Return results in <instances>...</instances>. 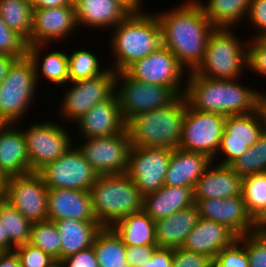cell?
Returning <instances> with one entry per match:
<instances>
[{
  "mask_svg": "<svg viewBox=\"0 0 266 267\" xmlns=\"http://www.w3.org/2000/svg\"><path fill=\"white\" fill-rule=\"evenodd\" d=\"M172 151L168 148L132 146L126 174L143 196L164 186Z\"/></svg>",
  "mask_w": 266,
  "mask_h": 267,
  "instance_id": "cell-16",
  "label": "cell"
},
{
  "mask_svg": "<svg viewBox=\"0 0 266 267\" xmlns=\"http://www.w3.org/2000/svg\"><path fill=\"white\" fill-rule=\"evenodd\" d=\"M196 1L215 28H233L247 18L251 0H207L205 4Z\"/></svg>",
  "mask_w": 266,
  "mask_h": 267,
  "instance_id": "cell-32",
  "label": "cell"
},
{
  "mask_svg": "<svg viewBox=\"0 0 266 267\" xmlns=\"http://www.w3.org/2000/svg\"><path fill=\"white\" fill-rule=\"evenodd\" d=\"M191 187L167 186L143 196V211L153 220L168 217L175 212L193 206Z\"/></svg>",
  "mask_w": 266,
  "mask_h": 267,
  "instance_id": "cell-27",
  "label": "cell"
},
{
  "mask_svg": "<svg viewBox=\"0 0 266 267\" xmlns=\"http://www.w3.org/2000/svg\"><path fill=\"white\" fill-rule=\"evenodd\" d=\"M236 239L238 236L226 225L199 218L182 248L214 259L223 248L230 246Z\"/></svg>",
  "mask_w": 266,
  "mask_h": 267,
  "instance_id": "cell-22",
  "label": "cell"
},
{
  "mask_svg": "<svg viewBox=\"0 0 266 267\" xmlns=\"http://www.w3.org/2000/svg\"><path fill=\"white\" fill-rule=\"evenodd\" d=\"M77 25L87 28H114L130 12L117 0H73Z\"/></svg>",
  "mask_w": 266,
  "mask_h": 267,
  "instance_id": "cell-25",
  "label": "cell"
},
{
  "mask_svg": "<svg viewBox=\"0 0 266 267\" xmlns=\"http://www.w3.org/2000/svg\"><path fill=\"white\" fill-rule=\"evenodd\" d=\"M260 107L262 108L264 115L266 116V93L261 92Z\"/></svg>",
  "mask_w": 266,
  "mask_h": 267,
  "instance_id": "cell-57",
  "label": "cell"
},
{
  "mask_svg": "<svg viewBox=\"0 0 266 267\" xmlns=\"http://www.w3.org/2000/svg\"><path fill=\"white\" fill-rule=\"evenodd\" d=\"M4 123L0 120V128H1V126L3 125Z\"/></svg>",
  "mask_w": 266,
  "mask_h": 267,
  "instance_id": "cell-60",
  "label": "cell"
},
{
  "mask_svg": "<svg viewBox=\"0 0 266 267\" xmlns=\"http://www.w3.org/2000/svg\"><path fill=\"white\" fill-rule=\"evenodd\" d=\"M183 2L177 8L165 10L156 16L161 25L162 45L191 72L202 62L208 38L215 27L196 0Z\"/></svg>",
  "mask_w": 266,
  "mask_h": 267,
  "instance_id": "cell-1",
  "label": "cell"
},
{
  "mask_svg": "<svg viewBox=\"0 0 266 267\" xmlns=\"http://www.w3.org/2000/svg\"><path fill=\"white\" fill-rule=\"evenodd\" d=\"M247 20L254 26L256 34L251 38L266 37V0H251Z\"/></svg>",
  "mask_w": 266,
  "mask_h": 267,
  "instance_id": "cell-46",
  "label": "cell"
},
{
  "mask_svg": "<svg viewBox=\"0 0 266 267\" xmlns=\"http://www.w3.org/2000/svg\"><path fill=\"white\" fill-rule=\"evenodd\" d=\"M266 130V116L260 107L245 115L227 116L217 156L225 155L219 165H230L242 156Z\"/></svg>",
  "mask_w": 266,
  "mask_h": 267,
  "instance_id": "cell-14",
  "label": "cell"
},
{
  "mask_svg": "<svg viewBox=\"0 0 266 267\" xmlns=\"http://www.w3.org/2000/svg\"><path fill=\"white\" fill-rule=\"evenodd\" d=\"M116 74L112 68H107L97 77L69 81L66 85L71 88L63 94L59 108L62 117L74 123L95 104L110 99L116 93Z\"/></svg>",
  "mask_w": 266,
  "mask_h": 267,
  "instance_id": "cell-10",
  "label": "cell"
},
{
  "mask_svg": "<svg viewBox=\"0 0 266 267\" xmlns=\"http://www.w3.org/2000/svg\"><path fill=\"white\" fill-rule=\"evenodd\" d=\"M93 248L99 267H131L126 261V245L111 227H102Z\"/></svg>",
  "mask_w": 266,
  "mask_h": 267,
  "instance_id": "cell-33",
  "label": "cell"
},
{
  "mask_svg": "<svg viewBox=\"0 0 266 267\" xmlns=\"http://www.w3.org/2000/svg\"><path fill=\"white\" fill-rule=\"evenodd\" d=\"M67 5H73V0H34L32 8L34 9H46L52 7H62Z\"/></svg>",
  "mask_w": 266,
  "mask_h": 267,
  "instance_id": "cell-50",
  "label": "cell"
},
{
  "mask_svg": "<svg viewBox=\"0 0 266 267\" xmlns=\"http://www.w3.org/2000/svg\"><path fill=\"white\" fill-rule=\"evenodd\" d=\"M0 267H21L20 261L14 251L0 254Z\"/></svg>",
  "mask_w": 266,
  "mask_h": 267,
  "instance_id": "cell-51",
  "label": "cell"
},
{
  "mask_svg": "<svg viewBox=\"0 0 266 267\" xmlns=\"http://www.w3.org/2000/svg\"><path fill=\"white\" fill-rule=\"evenodd\" d=\"M184 96L188 105L199 111L224 116L245 115L260 108L261 91L242 85L239 80L210 79L186 72Z\"/></svg>",
  "mask_w": 266,
  "mask_h": 267,
  "instance_id": "cell-2",
  "label": "cell"
},
{
  "mask_svg": "<svg viewBox=\"0 0 266 267\" xmlns=\"http://www.w3.org/2000/svg\"><path fill=\"white\" fill-rule=\"evenodd\" d=\"M75 122L83 139L112 136L126 129L116 93L110 99L95 104Z\"/></svg>",
  "mask_w": 266,
  "mask_h": 267,
  "instance_id": "cell-20",
  "label": "cell"
},
{
  "mask_svg": "<svg viewBox=\"0 0 266 267\" xmlns=\"http://www.w3.org/2000/svg\"><path fill=\"white\" fill-rule=\"evenodd\" d=\"M111 228L125 245L148 246L157 245L155 237V221L143 210L124 216Z\"/></svg>",
  "mask_w": 266,
  "mask_h": 267,
  "instance_id": "cell-30",
  "label": "cell"
},
{
  "mask_svg": "<svg viewBox=\"0 0 266 267\" xmlns=\"http://www.w3.org/2000/svg\"><path fill=\"white\" fill-rule=\"evenodd\" d=\"M14 125L0 128V172L7 178L31 172L23 130Z\"/></svg>",
  "mask_w": 266,
  "mask_h": 267,
  "instance_id": "cell-24",
  "label": "cell"
},
{
  "mask_svg": "<svg viewBox=\"0 0 266 267\" xmlns=\"http://www.w3.org/2000/svg\"><path fill=\"white\" fill-rule=\"evenodd\" d=\"M38 173L47 188L89 191L99 176L73 146L55 161L46 164Z\"/></svg>",
  "mask_w": 266,
  "mask_h": 267,
  "instance_id": "cell-15",
  "label": "cell"
},
{
  "mask_svg": "<svg viewBox=\"0 0 266 267\" xmlns=\"http://www.w3.org/2000/svg\"><path fill=\"white\" fill-rule=\"evenodd\" d=\"M23 1H26V2H28V3H30L32 5L34 0H23Z\"/></svg>",
  "mask_w": 266,
  "mask_h": 267,
  "instance_id": "cell-59",
  "label": "cell"
},
{
  "mask_svg": "<svg viewBox=\"0 0 266 267\" xmlns=\"http://www.w3.org/2000/svg\"><path fill=\"white\" fill-rule=\"evenodd\" d=\"M48 188L38 172L7 178L6 200L30 222L48 220Z\"/></svg>",
  "mask_w": 266,
  "mask_h": 267,
  "instance_id": "cell-17",
  "label": "cell"
},
{
  "mask_svg": "<svg viewBox=\"0 0 266 267\" xmlns=\"http://www.w3.org/2000/svg\"><path fill=\"white\" fill-rule=\"evenodd\" d=\"M53 222L61 239L60 261L92 247L97 233L103 227L98 221H82L71 218Z\"/></svg>",
  "mask_w": 266,
  "mask_h": 267,
  "instance_id": "cell-29",
  "label": "cell"
},
{
  "mask_svg": "<svg viewBox=\"0 0 266 267\" xmlns=\"http://www.w3.org/2000/svg\"><path fill=\"white\" fill-rule=\"evenodd\" d=\"M27 41L10 29L0 17V54L22 58L27 55Z\"/></svg>",
  "mask_w": 266,
  "mask_h": 267,
  "instance_id": "cell-41",
  "label": "cell"
},
{
  "mask_svg": "<svg viewBox=\"0 0 266 267\" xmlns=\"http://www.w3.org/2000/svg\"><path fill=\"white\" fill-rule=\"evenodd\" d=\"M0 17L27 42L31 35L33 8L23 0H0Z\"/></svg>",
  "mask_w": 266,
  "mask_h": 267,
  "instance_id": "cell-34",
  "label": "cell"
},
{
  "mask_svg": "<svg viewBox=\"0 0 266 267\" xmlns=\"http://www.w3.org/2000/svg\"><path fill=\"white\" fill-rule=\"evenodd\" d=\"M245 248V234L238 237L230 246L223 248L214 259L211 267H249Z\"/></svg>",
  "mask_w": 266,
  "mask_h": 267,
  "instance_id": "cell-40",
  "label": "cell"
},
{
  "mask_svg": "<svg viewBox=\"0 0 266 267\" xmlns=\"http://www.w3.org/2000/svg\"><path fill=\"white\" fill-rule=\"evenodd\" d=\"M0 223L4 235H8V239L15 247L29 242L32 222L7 200L0 202Z\"/></svg>",
  "mask_w": 266,
  "mask_h": 267,
  "instance_id": "cell-35",
  "label": "cell"
},
{
  "mask_svg": "<svg viewBox=\"0 0 266 267\" xmlns=\"http://www.w3.org/2000/svg\"><path fill=\"white\" fill-rule=\"evenodd\" d=\"M65 267H99L93 246L62 260Z\"/></svg>",
  "mask_w": 266,
  "mask_h": 267,
  "instance_id": "cell-48",
  "label": "cell"
},
{
  "mask_svg": "<svg viewBox=\"0 0 266 267\" xmlns=\"http://www.w3.org/2000/svg\"><path fill=\"white\" fill-rule=\"evenodd\" d=\"M13 251L18 257L21 267H48L55 261L49 254L28 242L15 247Z\"/></svg>",
  "mask_w": 266,
  "mask_h": 267,
  "instance_id": "cell-43",
  "label": "cell"
},
{
  "mask_svg": "<svg viewBox=\"0 0 266 267\" xmlns=\"http://www.w3.org/2000/svg\"><path fill=\"white\" fill-rule=\"evenodd\" d=\"M85 49L75 50L68 55L69 81L94 78L106 71L105 67L102 68L99 64L97 53Z\"/></svg>",
  "mask_w": 266,
  "mask_h": 267,
  "instance_id": "cell-38",
  "label": "cell"
},
{
  "mask_svg": "<svg viewBox=\"0 0 266 267\" xmlns=\"http://www.w3.org/2000/svg\"><path fill=\"white\" fill-rule=\"evenodd\" d=\"M48 220L75 219L97 221L89 191L48 188Z\"/></svg>",
  "mask_w": 266,
  "mask_h": 267,
  "instance_id": "cell-21",
  "label": "cell"
},
{
  "mask_svg": "<svg viewBox=\"0 0 266 267\" xmlns=\"http://www.w3.org/2000/svg\"><path fill=\"white\" fill-rule=\"evenodd\" d=\"M82 141L77 148L98 175L126 173L132 148L127 128L119 134Z\"/></svg>",
  "mask_w": 266,
  "mask_h": 267,
  "instance_id": "cell-11",
  "label": "cell"
},
{
  "mask_svg": "<svg viewBox=\"0 0 266 267\" xmlns=\"http://www.w3.org/2000/svg\"><path fill=\"white\" fill-rule=\"evenodd\" d=\"M28 243L40 248L55 260H60L61 239L54 222H33Z\"/></svg>",
  "mask_w": 266,
  "mask_h": 267,
  "instance_id": "cell-39",
  "label": "cell"
},
{
  "mask_svg": "<svg viewBox=\"0 0 266 267\" xmlns=\"http://www.w3.org/2000/svg\"><path fill=\"white\" fill-rule=\"evenodd\" d=\"M123 5L130 13H145L142 9V0H117Z\"/></svg>",
  "mask_w": 266,
  "mask_h": 267,
  "instance_id": "cell-53",
  "label": "cell"
},
{
  "mask_svg": "<svg viewBox=\"0 0 266 267\" xmlns=\"http://www.w3.org/2000/svg\"><path fill=\"white\" fill-rule=\"evenodd\" d=\"M229 166L241 177L266 172V130L253 146Z\"/></svg>",
  "mask_w": 266,
  "mask_h": 267,
  "instance_id": "cell-37",
  "label": "cell"
},
{
  "mask_svg": "<svg viewBox=\"0 0 266 267\" xmlns=\"http://www.w3.org/2000/svg\"><path fill=\"white\" fill-rule=\"evenodd\" d=\"M242 196L256 222L266 211V172L242 177Z\"/></svg>",
  "mask_w": 266,
  "mask_h": 267,
  "instance_id": "cell-36",
  "label": "cell"
},
{
  "mask_svg": "<svg viewBox=\"0 0 266 267\" xmlns=\"http://www.w3.org/2000/svg\"><path fill=\"white\" fill-rule=\"evenodd\" d=\"M109 40L115 72L125 71L131 64L162 46V30L156 14L130 13L112 28Z\"/></svg>",
  "mask_w": 266,
  "mask_h": 267,
  "instance_id": "cell-3",
  "label": "cell"
},
{
  "mask_svg": "<svg viewBox=\"0 0 266 267\" xmlns=\"http://www.w3.org/2000/svg\"><path fill=\"white\" fill-rule=\"evenodd\" d=\"M89 192L94 215L103 227L143 210V195L126 173L99 175Z\"/></svg>",
  "mask_w": 266,
  "mask_h": 267,
  "instance_id": "cell-5",
  "label": "cell"
},
{
  "mask_svg": "<svg viewBox=\"0 0 266 267\" xmlns=\"http://www.w3.org/2000/svg\"><path fill=\"white\" fill-rule=\"evenodd\" d=\"M31 172H38L73 147L72 136L56 122L31 124L23 129ZM71 136V137H70ZM72 143V144H71Z\"/></svg>",
  "mask_w": 266,
  "mask_h": 267,
  "instance_id": "cell-12",
  "label": "cell"
},
{
  "mask_svg": "<svg viewBox=\"0 0 266 267\" xmlns=\"http://www.w3.org/2000/svg\"><path fill=\"white\" fill-rule=\"evenodd\" d=\"M185 70L175 55L162 45L131 64L125 72L135 80L169 87L179 96L185 93L186 81L182 82L186 76Z\"/></svg>",
  "mask_w": 266,
  "mask_h": 267,
  "instance_id": "cell-13",
  "label": "cell"
},
{
  "mask_svg": "<svg viewBox=\"0 0 266 267\" xmlns=\"http://www.w3.org/2000/svg\"><path fill=\"white\" fill-rule=\"evenodd\" d=\"M186 110L187 101L183 94L168 106L132 117L126 123L132 146L178 148Z\"/></svg>",
  "mask_w": 266,
  "mask_h": 267,
  "instance_id": "cell-4",
  "label": "cell"
},
{
  "mask_svg": "<svg viewBox=\"0 0 266 267\" xmlns=\"http://www.w3.org/2000/svg\"><path fill=\"white\" fill-rule=\"evenodd\" d=\"M43 47H45L44 44H32L27 48V55L34 65L37 83L41 75L54 85L61 86L69 83L68 54L62 51H51L42 59L40 50ZM38 70L42 72L41 75Z\"/></svg>",
  "mask_w": 266,
  "mask_h": 267,
  "instance_id": "cell-31",
  "label": "cell"
},
{
  "mask_svg": "<svg viewBox=\"0 0 266 267\" xmlns=\"http://www.w3.org/2000/svg\"><path fill=\"white\" fill-rule=\"evenodd\" d=\"M226 116L191 108L187 110L183 120V128L178 148L181 150L202 153L215 161L220 139L225 130Z\"/></svg>",
  "mask_w": 266,
  "mask_h": 267,
  "instance_id": "cell-8",
  "label": "cell"
},
{
  "mask_svg": "<svg viewBox=\"0 0 266 267\" xmlns=\"http://www.w3.org/2000/svg\"><path fill=\"white\" fill-rule=\"evenodd\" d=\"M212 163L213 160L205 154L176 148L171 154L164 185L194 189L197 180Z\"/></svg>",
  "mask_w": 266,
  "mask_h": 267,
  "instance_id": "cell-26",
  "label": "cell"
},
{
  "mask_svg": "<svg viewBox=\"0 0 266 267\" xmlns=\"http://www.w3.org/2000/svg\"><path fill=\"white\" fill-rule=\"evenodd\" d=\"M116 95L126 123L140 113L168 106L178 97L169 87L135 80L125 71L116 74Z\"/></svg>",
  "mask_w": 266,
  "mask_h": 267,
  "instance_id": "cell-9",
  "label": "cell"
},
{
  "mask_svg": "<svg viewBox=\"0 0 266 267\" xmlns=\"http://www.w3.org/2000/svg\"><path fill=\"white\" fill-rule=\"evenodd\" d=\"M15 249V246L8 239V235H4V229L2 228V223H0V251L10 252Z\"/></svg>",
  "mask_w": 266,
  "mask_h": 267,
  "instance_id": "cell-54",
  "label": "cell"
},
{
  "mask_svg": "<svg viewBox=\"0 0 266 267\" xmlns=\"http://www.w3.org/2000/svg\"><path fill=\"white\" fill-rule=\"evenodd\" d=\"M157 245L130 246L126 245V261L131 267H140L150 260Z\"/></svg>",
  "mask_w": 266,
  "mask_h": 267,
  "instance_id": "cell-47",
  "label": "cell"
},
{
  "mask_svg": "<svg viewBox=\"0 0 266 267\" xmlns=\"http://www.w3.org/2000/svg\"><path fill=\"white\" fill-rule=\"evenodd\" d=\"M16 57L0 54V84L3 82Z\"/></svg>",
  "mask_w": 266,
  "mask_h": 267,
  "instance_id": "cell-52",
  "label": "cell"
},
{
  "mask_svg": "<svg viewBox=\"0 0 266 267\" xmlns=\"http://www.w3.org/2000/svg\"><path fill=\"white\" fill-rule=\"evenodd\" d=\"M77 26L74 5L34 9L27 45H47L52 41L67 39Z\"/></svg>",
  "mask_w": 266,
  "mask_h": 267,
  "instance_id": "cell-19",
  "label": "cell"
},
{
  "mask_svg": "<svg viewBox=\"0 0 266 267\" xmlns=\"http://www.w3.org/2000/svg\"><path fill=\"white\" fill-rule=\"evenodd\" d=\"M212 163L197 180L194 200L225 199L242 195V177L229 165Z\"/></svg>",
  "mask_w": 266,
  "mask_h": 267,
  "instance_id": "cell-23",
  "label": "cell"
},
{
  "mask_svg": "<svg viewBox=\"0 0 266 267\" xmlns=\"http://www.w3.org/2000/svg\"><path fill=\"white\" fill-rule=\"evenodd\" d=\"M231 28H215L208 38L202 62L193 71L210 79L240 80L247 68L248 43Z\"/></svg>",
  "mask_w": 266,
  "mask_h": 267,
  "instance_id": "cell-6",
  "label": "cell"
},
{
  "mask_svg": "<svg viewBox=\"0 0 266 267\" xmlns=\"http://www.w3.org/2000/svg\"><path fill=\"white\" fill-rule=\"evenodd\" d=\"M247 43V69L266 76V37L251 38Z\"/></svg>",
  "mask_w": 266,
  "mask_h": 267,
  "instance_id": "cell-44",
  "label": "cell"
},
{
  "mask_svg": "<svg viewBox=\"0 0 266 267\" xmlns=\"http://www.w3.org/2000/svg\"><path fill=\"white\" fill-rule=\"evenodd\" d=\"M200 218L226 225L238 237L257 231L256 222L246 209L243 196L194 200Z\"/></svg>",
  "mask_w": 266,
  "mask_h": 267,
  "instance_id": "cell-18",
  "label": "cell"
},
{
  "mask_svg": "<svg viewBox=\"0 0 266 267\" xmlns=\"http://www.w3.org/2000/svg\"><path fill=\"white\" fill-rule=\"evenodd\" d=\"M245 248L249 267H266V232L245 234Z\"/></svg>",
  "mask_w": 266,
  "mask_h": 267,
  "instance_id": "cell-42",
  "label": "cell"
},
{
  "mask_svg": "<svg viewBox=\"0 0 266 267\" xmlns=\"http://www.w3.org/2000/svg\"><path fill=\"white\" fill-rule=\"evenodd\" d=\"M36 84L34 65L29 56L16 59L0 84V120L3 123L20 124L32 106L30 104L34 103Z\"/></svg>",
  "mask_w": 266,
  "mask_h": 267,
  "instance_id": "cell-7",
  "label": "cell"
},
{
  "mask_svg": "<svg viewBox=\"0 0 266 267\" xmlns=\"http://www.w3.org/2000/svg\"><path fill=\"white\" fill-rule=\"evenodd\" d=\"M209 256L187 251L185 249H173V262L171 267H211Z\"/></svg>",
  "mask_w": 266,
  "mask_h": 267,
  "instance_id": "cell-45",
  "label": "cell"
},
{
  "mask_svg": "<svg viewBox=\"0 0 266 267\" xmlns=\"http://www.w3.org/2000/svg\"><path fill=\"white\" fill-rule=\"evenodd\" d=\"M173 262V249L157 247L149 261L140 267H171Z\"/></svg>",
  "mask_w": 266,
  "mask_h": 267,
  "instance_id": "cell-49",
  "label": "cell"
},
{
  "mask_svg": "<svg viewBox=\"0 0 266 267\" xmlns=\"http://www.w3.org/2000/svg\"><path fill=\"white\" fill-rule=\"evenodd\" d=\"M199 218L198 207L194 204L168 217L156 220L155 237L157 247L181 248Z\"/></svg>",
  "mask_w": 266,
  "mask_h": 267,
  "instance_id": "cell-28",
  "label": "cell"
},
{
  "mask_svg": "<svg viewBox=\"0 0 266 267\" xmlns=\"http://www.w3.org/2000/svg\"><path fill=\"white\" fill-rule=\"evenodd\" d=\"M48 267H65L62 261L55 260L53 263H51Z\"/></svg>",
  "mask_w": 266,
  "mask_h": 267,
  "instance_id": "cell-58",
  "label": "cell"
},
{
  "mask_svg": "<svg viewBox=\"0 0 266 267\" xmlns=\"http://www.w3.org/2000/svg\"><path fill=\"white\" fill-rule=\"evenodd\" d=\"M7 177L0 172V202L6 200Z\"/></svg>",
  "mask_w": 266,
  "mask_h": 267,
  "instance_id": "cell-55",
  "label": "cell"
},
{
  "mask_svg": "<svg viewBox=\"0 0 266 267\" xmlns=\"http://www.w3.org/2000/svg\"><path fill=\"white\" fill-rule=\"evenodd\" d=\"M256 229L259 232H266V211L265 213L256 221Z\"/></svg>",
  "mask_w": 266,
  "mask_h": 267,
  "instance_id": "cell-56",
  "label": "cell"
}]
</instances>
